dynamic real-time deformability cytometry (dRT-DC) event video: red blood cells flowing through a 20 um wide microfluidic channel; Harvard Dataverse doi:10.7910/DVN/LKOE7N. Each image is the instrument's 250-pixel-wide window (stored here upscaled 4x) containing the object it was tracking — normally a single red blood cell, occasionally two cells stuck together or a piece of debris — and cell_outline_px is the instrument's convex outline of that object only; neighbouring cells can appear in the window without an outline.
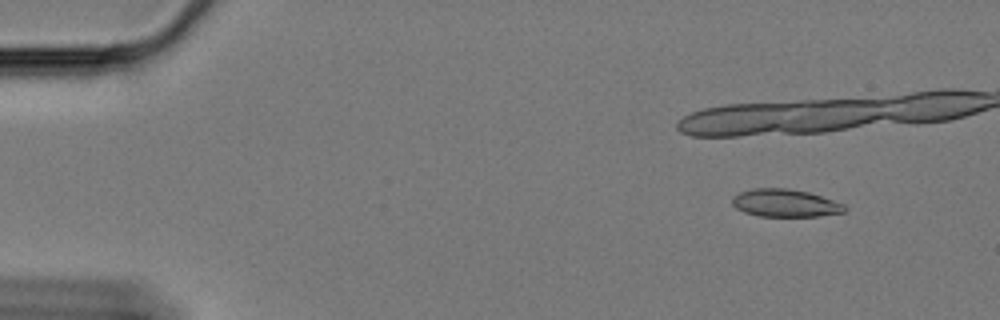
{"species": "Egyptian fruit bat (a non-hibernating species)", "species_latin": "Rousettus aegyptiacus", "temperature_condition": "cold", "stored_images_in_passage": 46, "camera_frame_rate_fps": 3000, "um_per_image_px": 0.085, "animal": {"sex": "female"}, "frame": {"image": 1, "passage_image": 1, "time_ms": 0.0, "image_size_px": [1000, 320], "cell_outline_px": [[848, 208], [844, 212], [820, 216], [756, 216], [744, 212], [736, 208], [732, 204], [732, 196], [740, 192], [752, 188], [788, 188], [808, 192], [844, 204]], "centroid_in_image_um": [66.71, 17.26], "position_along_channel_um": 18.3, "area_um2": 18.21}}